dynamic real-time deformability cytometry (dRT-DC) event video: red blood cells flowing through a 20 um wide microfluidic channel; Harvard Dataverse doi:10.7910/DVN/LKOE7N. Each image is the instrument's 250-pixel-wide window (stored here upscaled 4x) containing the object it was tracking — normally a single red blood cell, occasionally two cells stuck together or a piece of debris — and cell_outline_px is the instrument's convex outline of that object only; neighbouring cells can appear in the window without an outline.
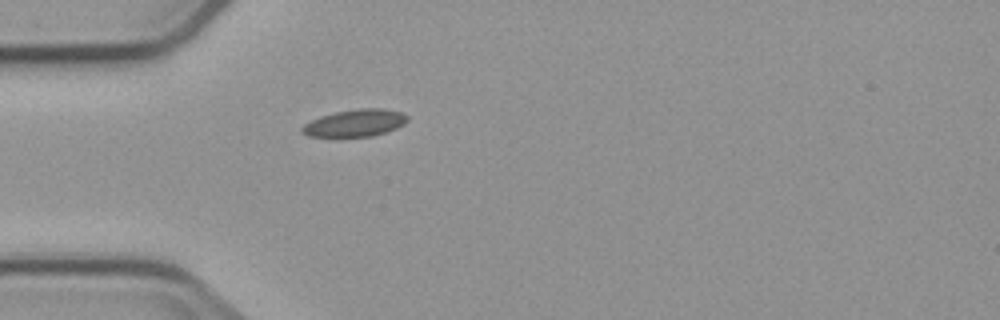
{"species": "common noctule bat (a hibernating species)", "species_latin": "Nyctalus noctula", "temperature_condition": "cold", "stored_images_in_passage": 1, "camera_frame_rate_fps": 3000, "um_per_image_px": 0.085, "animal": {"sex": "male", "body_mass_g": 23.1, "forearm_length_mm": 52.7}, "frame": {"image": 1, "passage_image": 1, "time_ms": 0.0, "image_size_px": [1000, 320], "cell_outline_px": [[408, 120], [404, 124], [396, 128], [372, 136], [308, 136], [300, 132], [300, 128], [304, 124], [320, 116], [336, 112], [356, 108], [384, 108], [404, 112], [408, 116]], "centroid_in_image_um": [30.2, 10.44], "position_along_channel_um": 54.8, "area_um2": 16.7}}